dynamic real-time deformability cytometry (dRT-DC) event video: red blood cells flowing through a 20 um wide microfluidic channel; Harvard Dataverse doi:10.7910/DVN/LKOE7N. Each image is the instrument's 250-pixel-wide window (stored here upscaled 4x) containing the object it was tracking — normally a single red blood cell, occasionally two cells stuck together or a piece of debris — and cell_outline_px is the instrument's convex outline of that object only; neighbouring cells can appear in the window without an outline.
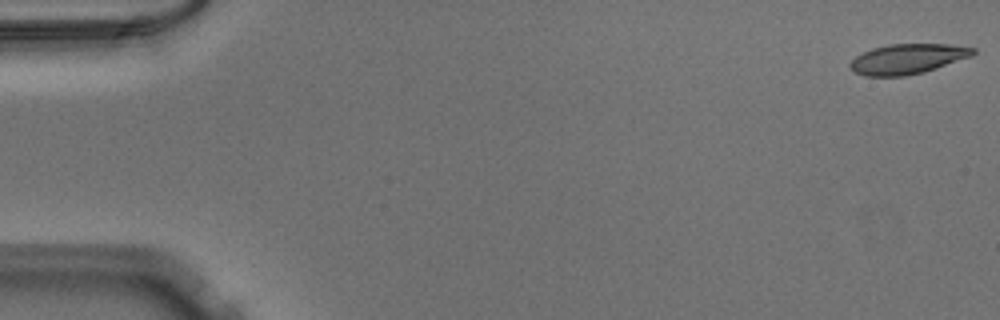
{"species": "Egyptian fruit bat (a non-hibernating species)", "species_latin": "Rousettus aegyptiacus", "temperature_condition": "warm", "stored_images_in_passage": 51, "camera_frame_rate_fps": 3000, "um_per_image_px": 0.085, "animal": {"sex": "male"}, "frame": {"image": 1, "passage_image": 1, "time_ms": 0.0, "image_size_px": [1000, 320], "cell_outline_px": [[976, 52], [972, 56], [924, 72], [904, 76], [864, 76], [856, 72], [848, 64], [856, 56], [872, 48], [888, 44], [948, 44], [976, 48]], "centroid_in_image_um": [77.16, 5.0], "position_along_channel_um": 7.8, "area_um2": 21.44}}
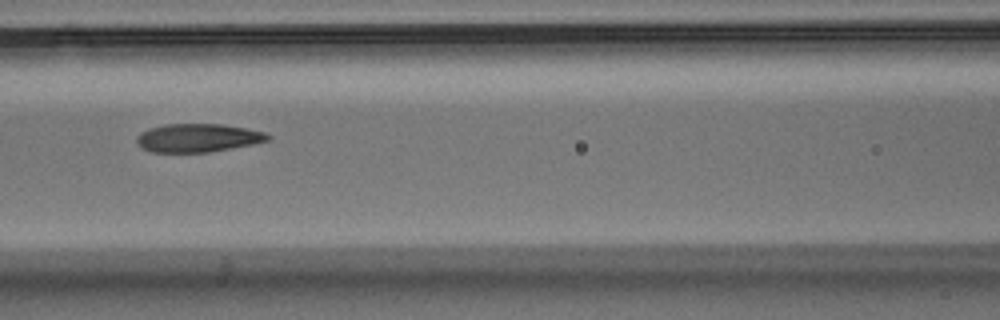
{"frame": {"image": 2, "passage_image": 23, "time_ms": 7.333, "image_size_px": [1000, 320], "cell_outline_px": [[272, 136], [268, 140], [252, 144], [208, 152], [152, 152], [140, 148], [136, 140], [136, 136], [140, 132], [148, 128], [164, 124], [224, 124], [248, 128], [264, 132]], "centroid_in_image_um": [16.78, 11.71], "position_along_channel_um": 149.8, "area_um2": 21.79}}
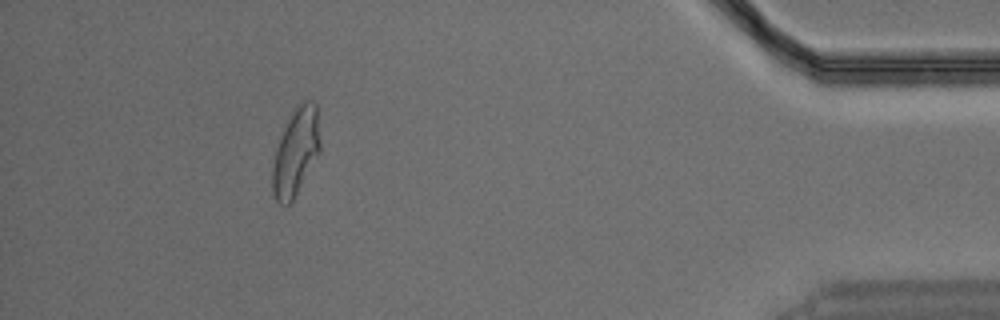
{"frame": {"image": 3, "passage_image": 47, "time_ms": 15.333, "image_size_px": [1000, 320], "cell_outline_px": [[320, 152], [292, 200], [288, 204], [280, 204], [276, 200], [272, 192], [272, 168], [276, 148], [284, 128], [288, 120], [296, 108], [304, 100], [312, 100], [316, 104], [320, 140]], "centroid_in_image_um": [25.14, 12.92], "position_along_channel_um": 410.1, "area_um2": 23.76}}